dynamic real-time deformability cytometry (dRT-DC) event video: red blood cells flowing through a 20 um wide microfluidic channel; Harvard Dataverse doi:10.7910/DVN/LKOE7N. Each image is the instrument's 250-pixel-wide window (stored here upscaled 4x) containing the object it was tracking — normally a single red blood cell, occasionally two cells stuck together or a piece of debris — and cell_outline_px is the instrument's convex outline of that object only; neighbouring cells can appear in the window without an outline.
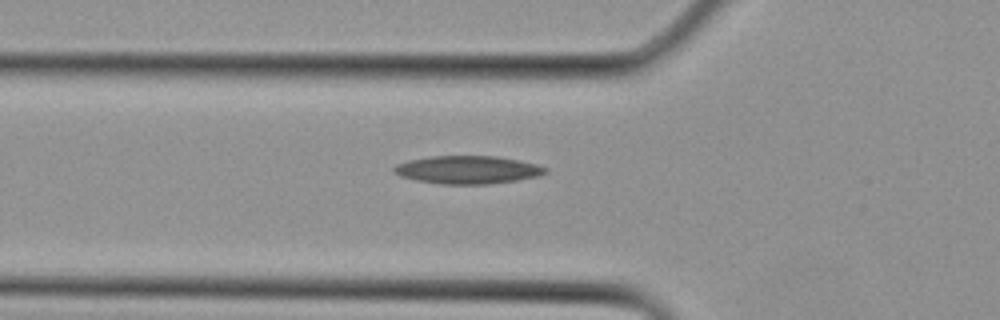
{"species": "Egyptian fruit bat (a non-hibernating species)", "species_latin": "Rousettus aegyptiacus", "temperature_condition": "cold", "stored_images_in_passage": 4, "camera_frame_rate_fps": 3000, "um_per_image_px": 0.085, "animal": {"sex": "female"}, "frame": {"image": 1, "passage_image": 4, "time_ms": 1.0, "image_size_px": [1000, 320], "cell_outline_px": [[548, 172], [540, 176], [516, 180], [488, 184], [440, 184], [416, 180], [400, 176], [392, 172], [392, 168], [396, 164], [408, 160], [432, 156], [496, 156], [536, 164], [548, 168]], "centroid_in_image_um": [39.73, 14.43], "position_along_channel_um": 86.1, "area_um2": 24.74}}